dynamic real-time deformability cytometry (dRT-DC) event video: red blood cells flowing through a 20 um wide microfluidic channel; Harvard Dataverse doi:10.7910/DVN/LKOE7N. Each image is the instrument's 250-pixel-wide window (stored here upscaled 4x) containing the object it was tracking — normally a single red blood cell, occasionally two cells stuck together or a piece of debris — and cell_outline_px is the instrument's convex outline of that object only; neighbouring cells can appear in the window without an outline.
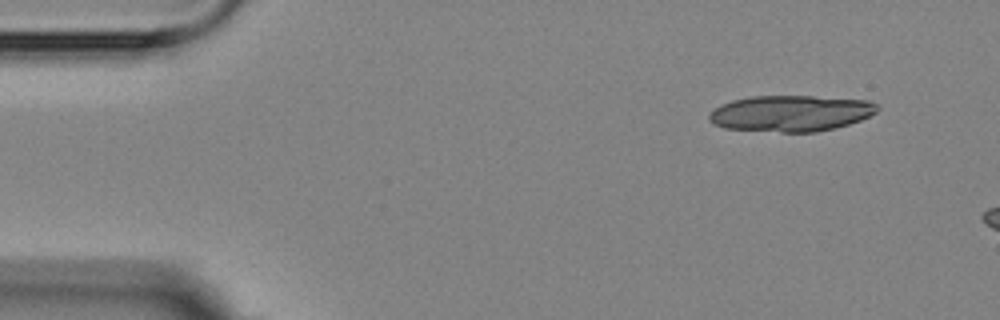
{"species": "Egyptian fruit bat (a non-hibernating species)", "species_latin": "Rousettus aegyptiacus", "temperature_condition": "room temperature", "stored_images_in_passage": 4, "camera_frame_rate_fps": 3000, "um_per_image_px": 0.085, "animal": {"sex": "female"}, "frame": {"image": 1, "passage_image": 1, "time_ms": 0.0, "image_size_px": [1000, 320], "cell_outline_px": [[880, 108], [876, 112], [860, 120], [848, 124], [816, 132], [780, 132], [724, 128], [712, 124], [708, 120], [708, 116], [720, 104], [732, 100], [752, 96], [812, 96], [868, 100], [876, 104]], "centroid_in_image_um": [67.19, 9.63], "position_along_channel_um": 17.8, "area_um2": 35.37}}